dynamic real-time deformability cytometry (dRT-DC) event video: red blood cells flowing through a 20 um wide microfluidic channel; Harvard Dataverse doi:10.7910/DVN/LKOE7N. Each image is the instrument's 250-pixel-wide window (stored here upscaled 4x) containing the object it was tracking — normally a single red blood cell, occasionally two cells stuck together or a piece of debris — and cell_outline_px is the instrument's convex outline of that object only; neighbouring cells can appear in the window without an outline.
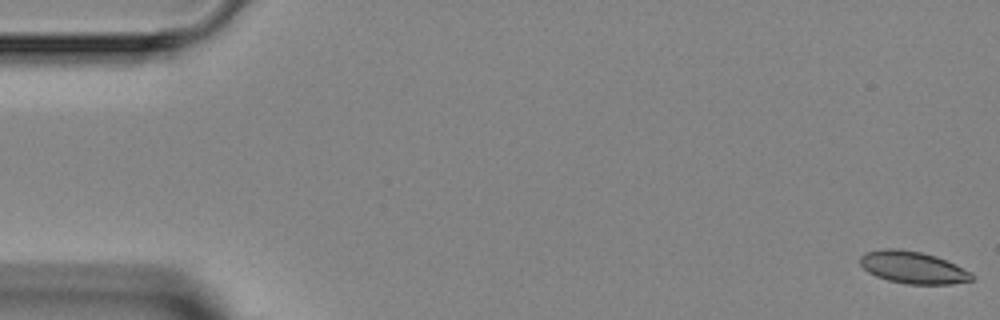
{"species": "Egyptian fruit bat (a non-hibernating species)", "species_latin": "Rousettus aegyptiacus", "temperature_condition": "room temperature", "stored_images_in_passage": 9, "camera_frame_rate_fps": 3000, "um_per_image_px": 0.085, "animal": {"sex": "female"}, "frame": {"image": 1, "passage_image": 1, "time_ms": 0.0, "image_size_px": [1000, 320], "cell_outline_px": [[972, 280], [948, 284], [908, 284], [888, 280], [876, 276], [868, 272], [860, 264], [860, 256], [864, 252], [884, 248], [900, 248], [920, 252], [936, 256], [956, 264], [972, 272]], "centroid_in_image_um": [77.58, 22.72], "position_along_channel_um": 7.4, "area_um2": 20.98}}
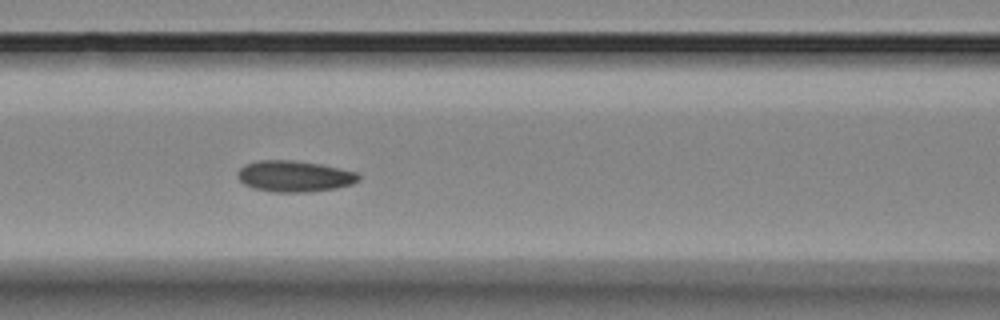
{"frame": {"image": 2, "passage_image": 7, "time_ms": 6.667, "image_size_px": [1000, 320], "cell_outline_px": [[360, 180], [352, 184], [336, 188], [308, 192], [272, 192], [252, 188], [244, 184], [236, 176], [236, 172], [244, 164], [256, 160], [292, 160], [320, 164], [340, 168], [356, 172], [360, 176]], "centroid_in_image_um": [24.99, 14.98], "position_along_channel_um": 141.6, "area_um2": 22.2}}
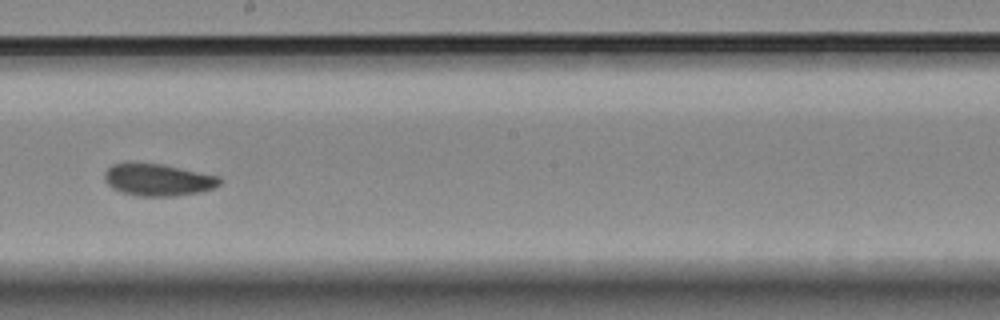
{"frame": {"image": 3, "passage_image": 9, "time_ms": 9.0, "image_size_px": [1000, 320], "cell_outline_px": [[220, 184], [212, 188], [200, 192], [172, 196], [136, 196], [120, 192], [112, 188], [104, 180], [104, 172], [112, 164], [132, 160], [164, 164], [220, 176]], "centroid_in_image_um": [13.36, 15.24], "position_along_channel_um": 234.8, "area_um2": 22.14}}